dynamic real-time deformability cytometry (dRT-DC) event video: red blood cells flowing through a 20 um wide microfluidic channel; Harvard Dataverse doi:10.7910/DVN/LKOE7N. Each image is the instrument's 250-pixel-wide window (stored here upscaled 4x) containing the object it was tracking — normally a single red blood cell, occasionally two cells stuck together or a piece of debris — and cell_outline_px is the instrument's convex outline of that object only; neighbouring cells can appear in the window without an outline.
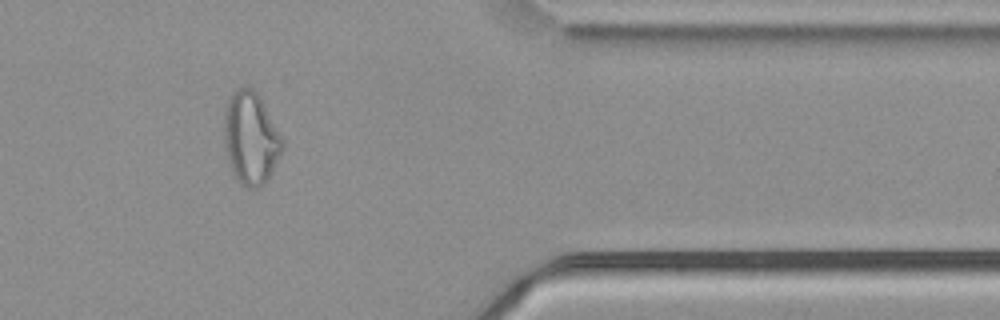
{"species": "common noctule bat (a hibernating species)", "species_latin": "Nyctalus noctula", "temperature_condition": "cold", "stored_images_in_passage": 36, "camera_frame_rate_fps": 3000, "um_per_image_px": 0.085, "animal": {"sex": "male", "body_mass_g": 21.5, "forearm_length_mm": 52.0}, "frame": {"image": 1, "passage_image": 31, "time_ms": 10.0, "image_size_px": [1000, 320], "cell_outline_px": [[284, 148], [264, 184], [256, 188], [248, 188], [232, 172], [224, 148], [224, 108], [232, 92], [240, 88], [252, 88], [260, 96], [284, 140]], "centroid_in_image_um": [21.31, 11.72], "position_along_channel_um": 390.1, "area_um2": 31.27}, "authors_computed_cell_mechanics": {"area_um2": 27.4839, "velocity_mm_per_s": 3.7545, "shape_relaxation_time_tau1_ms": null, "shape_relaxation_time_tau2_ms": 1.8935, "deformation_change_tau1": null, "deformation_change_tau2": 0.0913}}